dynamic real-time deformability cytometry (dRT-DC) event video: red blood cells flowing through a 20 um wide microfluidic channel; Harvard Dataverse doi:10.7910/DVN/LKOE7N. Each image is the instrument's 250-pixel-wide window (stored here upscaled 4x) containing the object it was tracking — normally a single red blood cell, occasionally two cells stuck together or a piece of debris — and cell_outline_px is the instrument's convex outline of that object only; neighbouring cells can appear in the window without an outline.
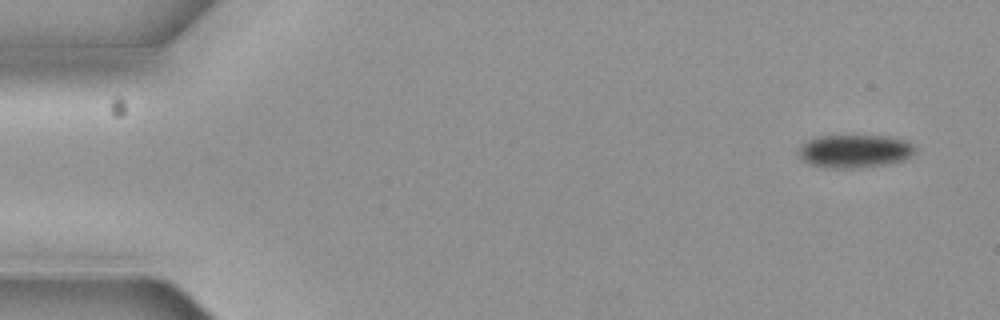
{"species": "common noctule bat (a hibernating species)", "species_latin": "Nyctalus noctula", "temperature_condition": "cold", "stored_images_in_passage": 3, "camera_frame_rate_fps": 3000, "um_per_image_px": 0.085, "animal": {"sex": "female", "body_mass_g": 19.3, "forearm_length_mm": 54.1}, "frame": {"image": 1, "passage_image": 1, "time_ms": 0.0, "image_size_px": [1000, 320], "cell_outline_px": [[916, 152], [908, 160], [892, 164], [860, 168], [824, 168], [808, 164], [800, 160], [800, 144], [816, 136], [892, 136], [908, 140], [916, 148]], "centroid_in_image_um": [72.71, 12.86], "position_along_channel_um": 12.3, "area_um2": 23.24}}